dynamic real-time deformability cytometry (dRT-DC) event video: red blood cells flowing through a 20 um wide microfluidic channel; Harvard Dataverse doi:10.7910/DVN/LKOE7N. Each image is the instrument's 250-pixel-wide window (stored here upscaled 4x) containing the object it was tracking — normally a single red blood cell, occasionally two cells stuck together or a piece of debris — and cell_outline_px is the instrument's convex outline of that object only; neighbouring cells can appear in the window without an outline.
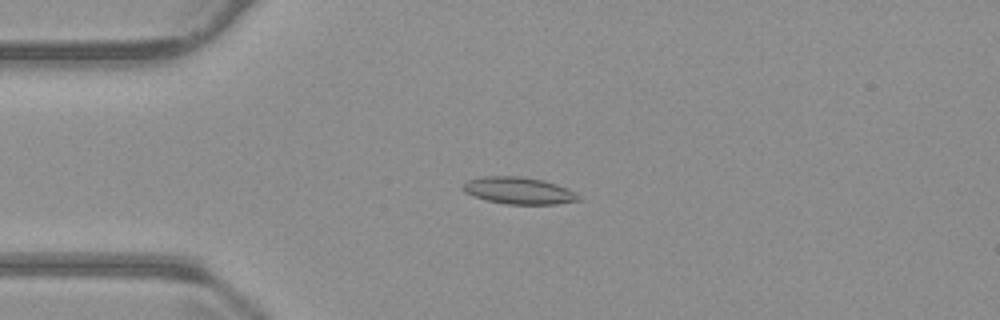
{"species": "common noctule bat (a hibernating species)", "species_latin": "Nyctalus noctula", "temperature_condition": "warm", "stored_images_in_passage": 56, "camera_frame_rate_fps": 3000, "um_per_image_px": 0.085, "animal": {"sex": "male", "body_mass_g": 23.1, "forearm_length_mm": 52.7}, "frame": {"image": 1, "passage_image": 14, "time_ms": 4.333, "image_size_px": [1000, 320], "cell_outline_px": [[580, 200], [556, 204], [508, 204], [488, 200], [464, 192], [460, 188], [468, 180], [484, 176], [520, 176], [540, 180], [556, 184], [568, 188], [580, 196]], "centroid_in_image_um": [44.09, 16.2], "position_along_channel_um": 40.9, "area_um2": 17.92}}
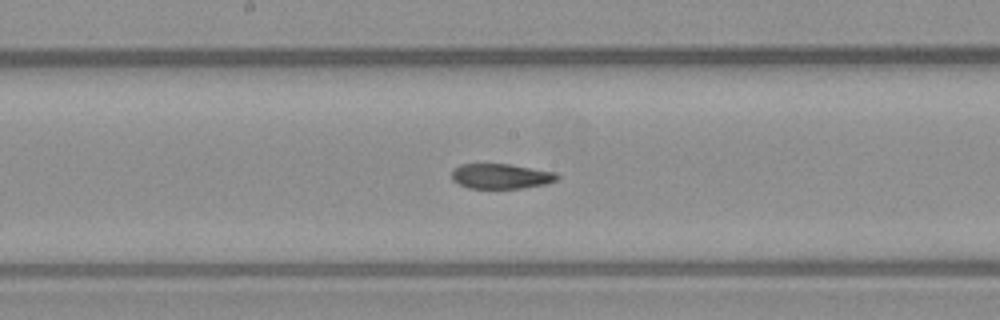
{"frame": {"image": 2, "passage_image": 29, "time_ms": 9.333, "image_size_px": [1000, 320], "cell_outline_px": [[560, 176], [556, 180], [544, 184], [520, 188], [468, 188], [452, 180], [452, 172], [460, 164], [508, 164], [556, 172]], "centroid_in_image_um": [42.58, 14.97], "position_along_channel_um": 205.6, "area_um2": 15.2}}
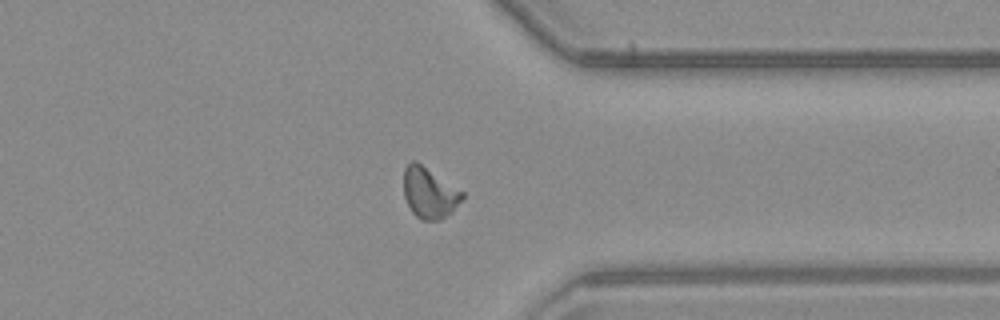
{"frame": {"image": 3, "passage_image": 43, "time_ms": 14.0, "image_size_px": [1000, 320], "cell_outline_px": [[464, 196], [452, 212], [440, 220], [424, 220], [416, 216], [412, 212], [404, 196], [404, 168], [412, 160], [416, 160], [464, 192]], "centroid_in_image_um": [36.49, 16.38], "position_along_channel_um": 374.9, "area_um2": 17.28}, "authors_computed_cell_mechanics": {"area_um2": 16.8776, "velocity_mm_per_s": 3.7509, "shape_relaxation_time_tau1_ms": null, "shape_relaxation_time_tau2_ms": 2.1386, "deformation_change_tau1": null, "deformation_change_tau2": 0.073}}